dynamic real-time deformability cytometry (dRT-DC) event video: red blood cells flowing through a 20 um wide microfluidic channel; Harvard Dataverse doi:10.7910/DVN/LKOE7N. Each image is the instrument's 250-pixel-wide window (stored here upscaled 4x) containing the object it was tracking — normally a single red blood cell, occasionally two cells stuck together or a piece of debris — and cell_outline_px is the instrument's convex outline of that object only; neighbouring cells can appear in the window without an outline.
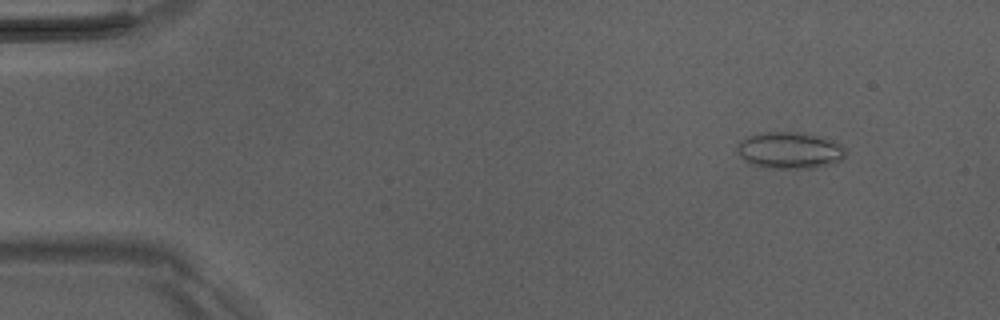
{"species": "Egyptian fruit bat (a non-hibernating species)", "species_latin": "Rousettus aegyptiacus", "temperature_condition": "room temperature", "stored_images_in_passage": 47, "camera_frame_rate_fps": 3000, "um_per_image_px": 0.085, "animal": {"sex": "male"}, "frame": {"image": 1, "passage_image": 2, "time_ms": 0.333, "image_size_px": [1000, 320], "cell_outline_px": [[844, 156], [840, 160], [816, 168], [764, 168], [752, 164], [740, 156], [736, 152], [736, 144], [748, 136], [760, 132], [788, 132], [824, 136], [840, 144], [844, 148]], "centroid_in_image_um": [67.08, 12.78], "position_along_channel_um": 17.9, "area_um2": 23.12}}
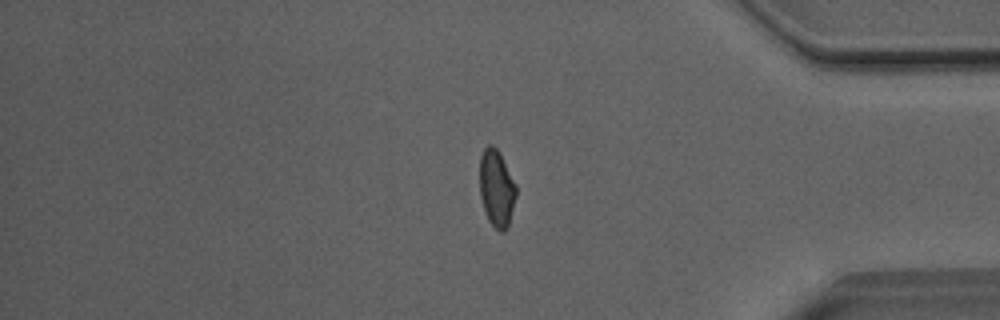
{"frame": {"image": 2, "passage_image": 39, "time_ms": 12.667, "image_size_px": [1000, 320], "cell_outline_px": [[516, 196], [508, 228], [504, 232], [500, 232], [488, 220], [480, 196], [480, 156], [484, 148], [488, 144], [492, 144], [500, 152], [516, 184]], "centroid_in_image_um": [42.21, 15.99], "position_along_channel_um": 393.0, "area_um2": 16.47}}
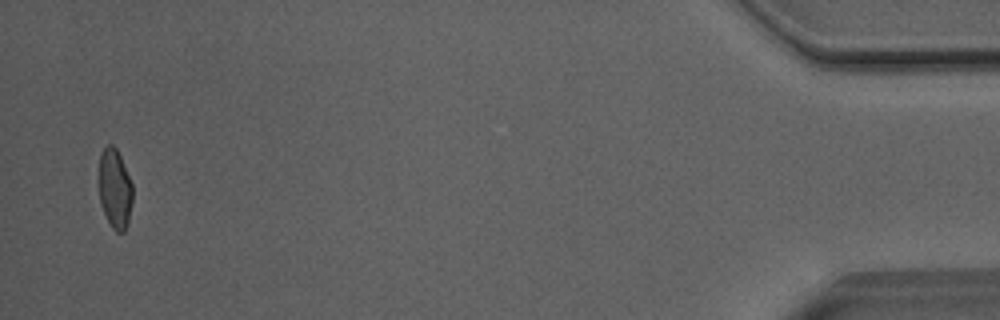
{"frame": {"image": 3, "passage_image": 46, "time_ms": 15.0, "image_size_px": [1000, 320], "cell_outline_px": [[132, 204], [128, 220], [124, 232], [116, 232], [112, 228], [100, 204], [100, 152], [108, 144], [112, 144], [116, 148], [120, 156], [132, 184]], "centroid_in_image_um": [9.77, 16.04], "position_along_channel_um": 425.4, "area_um2": 15.37}}